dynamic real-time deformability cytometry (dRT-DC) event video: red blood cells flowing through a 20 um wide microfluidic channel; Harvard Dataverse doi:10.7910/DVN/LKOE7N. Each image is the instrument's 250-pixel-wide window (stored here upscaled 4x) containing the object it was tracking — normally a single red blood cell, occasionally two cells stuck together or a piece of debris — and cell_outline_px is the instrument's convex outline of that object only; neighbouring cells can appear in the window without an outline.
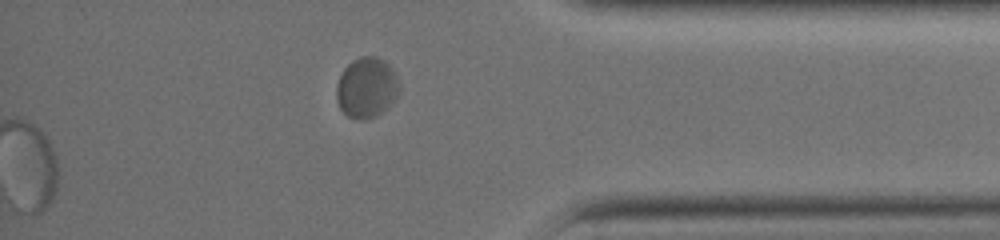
{"species": "common noctule bat (a hibernating species)", "species_latin": "Nyctalus noctula", "temperature_condition": "warm", "stored_images_in_passage": 50, "segment_of_instrument_passage": [2, 2], "camera_frame_rate_fps": 3000, "um_per_image_px": 0.085, "animal": {"sex": "female", "body_mass_g": 19.0, "forearm_length_mm": 51.5}, "frame": {"image": 1, "passage_image": 50, "time_ms": 16.333, "image_size_px": [1000, 240], "cell_outline_px": [[400, 88], [396, 100], [376, 116], [364, 120], [348, 116], [340, 108], [336, 100], [336, 84], [344, 68], [352, 60], [360, 56], [376, 56], [384, 60], [392, 68], [396, 76]], "centroid_in_image_um": [31.16, 7.44], "position_along_channel_um": 404.0, "area_um2": 22.25}}